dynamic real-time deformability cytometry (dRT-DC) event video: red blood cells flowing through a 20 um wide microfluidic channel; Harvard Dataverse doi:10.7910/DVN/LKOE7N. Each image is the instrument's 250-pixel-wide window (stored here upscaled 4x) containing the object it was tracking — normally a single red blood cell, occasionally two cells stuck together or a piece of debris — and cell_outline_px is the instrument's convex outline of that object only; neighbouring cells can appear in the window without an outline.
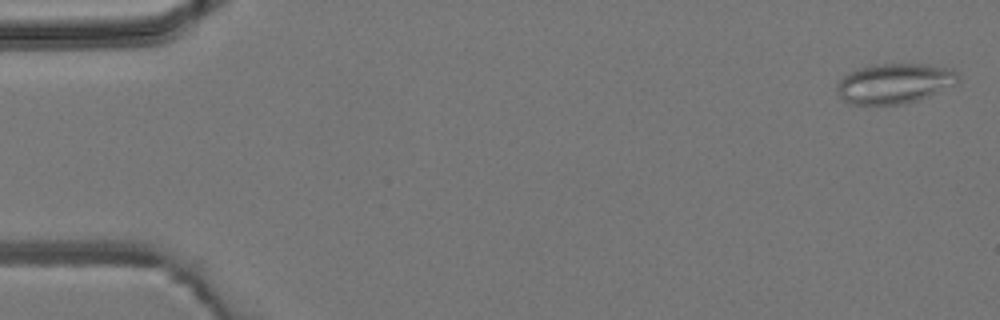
{"species": "common noctule bat (a hibernating species)", "species_latin": "Nyctalus noctula", "temperature_condition": "room temperature", "stored_images_in_passage": 5, "camera_frame_rate_fps": 3000, "um_per_image_px": 0.085, "animal": {"sex": "male", "body_mass_g": 19.2, "forearm_length_mm": 51.8}, "frame": {"image": 1, "passage_image": 1, "time_ms": 0.0, "image_size_px": [1000, 320], "cell_outline_px": [[960, 80], [956, 84], [928, 96], [904, 104], [848, 104], [836, 92], [836, 88], [840, 80], [848, 72], [860, 68], [880, 64], [928, 64], [952, 68], [960, 76]], "centroid_in_image_um": [76.05, 7.08], "position_along_channel_um": 8.9, "area_um2": 28.26}}